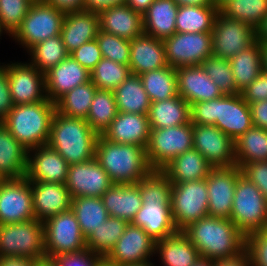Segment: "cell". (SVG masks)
I'll return each mask as SVG.
<instances>
[{"label": "cell", "mask_w": 267, "mask_h": 266, "mask_svg": "<svg viewBox=\"0 0 267 266\" xmlns=\"http://www.w3.org/2000/svg\"><path fill=\"white\" fill-rule=\"evenodd\" d=\"M109 216L121 218L131 223L142 207L138 184H113L101 196Z\"/></svg>", "instance_id": "29"}, {"label": "cell", "mask_w": 267, "mask_h": 266, "mask_svg": "<svg viewBox=\"0 0 267 266\" xmlns=\"http://www.w3.org/2000/svg\"><path fill=\"white\" fill-rule=\"evenodd\" d=\"M35 219L48 218L71 209V196L65 184L30 181Z\"/></svg>", "instance_id": "23"}, {"label": "cell", "mask_w": 267, "mask_h": 266, "mask_svg": "<svg viewBox=\"0 0 267 266\" xmlns=\"http://www.w3.org/2000/svg\"><path fill=\"white\" fill-rule=\"evenodd\" d=\"M257 40L262 43H267V15L262 24L256 29Z\"/></svg>", "instance_id": "63"}, {"label": "cell", "mask_w": 267, "mask_h": 266, "mask_svg": "<svg viewBox=\"0 0 267 266\" xmlns=\"http://www.w3.org/2000/svg\"><path fill=\"white\" fill-rule=\"evenodd\" d=\"M69 55L89 72H91L97 63L103 58L96 39L82 44Z\"/></svg>", "instance_id": "52"}, {"label": "cell", "mask_w": 267, "mask_h": 266, "mask_svg": "<svg viewBox=\"0 0 267 266\" xmlns=\"http://www.w3.org/2000/svg\"><path fill=\"white\" fill-rule=\"evenodd\" d=\"M219 11L228 18L242 21L257 29L267 15V0H228Z\"/></svg>", "instance_id": "44"}, {"label": "cell", "mask_w": 267, "mask_h": 266, "mask_svg": "<svg viewBox=\"0 0 267 266\" xmlns=\"http://www.w3.org/2000/svg\"><path fill=\"white\" fill-rule=\"evenodd\" d=\"M56 105L48 98L31 104L14 105L3 125L28 151L48 144Z\"/></svg>", "instance_id": "6"}, {"label": "cell", "mask_w": 267, "mask_h": 266, "mask_svg": "<svg viewBox=\"0 0 267 266\" xmlns=\"http://www.w3.org/2000/svg\"><path fill=\"white\" fill-rule=\"evenodd\" d=\"M156 241L141 227L128 223L123 235L106 257L118 266L143 263L155 253Z\"/></svg>", "instance_id": "20"}, {"label": "cell", "mask_w": 267, "mask_h": 266, "mask_svg": "<svg viewBox=\"0 0 267 266\" xmlns=\"http://www.w3.org/2000/svg\"><path fill=\"white\" fill-rule=\"evenodd\" d=\"M128 222L109 216L86 238V249L106 258L123 235Z\"/></svg>", "instance_id": "41"}, {"label": "cell", "mask_w": 267, "mask_h": 266, "mask_svg": "<svg viewBox=\"0 0 267 266\" xmlns=\"http://www.w3.org/2000/svg\"><path fill=\"white\" fill-rule=\"evenodd\" d=\"M98 31V12L81 10L65 14L60 34L70 54L82 44L95 40Z\"/></svg>", "instance_id": "28"}, {"label": "cell", "mask_w": 267, "mask_h": 266, "mask_svg": "<svg viewBox=\"0 0 267 266\" xmlns=\"http://www.w3.org/2000/svg\"><path fill=\"white\" fill-rule=\"evenodd\" d=\"M124 266H154V265H153V263H151V261H146L143 263H135V264L124 265Z\"/></svg>", "instance_id": "68"}, {"label": "cell", "mask_w": 267, "mask_h": 266, "mask_svg": "<svg viewBox=\"0 0 267 266\" xmlns=\"http://www.w3.org/2000/svg\"><path fill=\"white\" fill-rule=\"evenodd\" d=\"M46 259L86 249L75 213L70 209L43 222Z\"/></svg>", "instance_id": "12"}, {"label": "cell", "mask_w": 267, "mask_h": 266, "mask_svg": "<svg viewBox=\"0 0 267 266\" xmlns=\"http://www.w3.org/2000/svg\"><path fill=\"white\" fill-rule=\"evenodd\" d=\"M178 6H216L213 0H173Z\"/></svg>", "instance_id": "62"}, {"label": "cell", "mask_w": 267, "mask_h": 266, "mask_svg": "<svg viewBox=\"0 0 267 266\" xmlns=\"http://www.w3.org/2000/svg\"><path fill=\"white\" fill-rule=\"evenodd\" d=\"M182 232L197 248L201 258L231 257L245 248V235L227 218L205 216Z\"/></svg>", "instance_id": "2"}, {"label": "cell", "mask_w": 267, "mask_h": 266, "mask_svg": "<svg viewBox=\"0 0 267 266\" xmlns=\"http://www.w3.org/2000/svg\"><path fill=\"white\" fill-rule=\"evenodd\" d=\"M14 105L31 104L47 99L45 73L30 63L5 65Z\"/></svg>", "instance_id": "17"}, {"label": "cell", "mask_w": 267, "mask_h": 266, "mask_svg": "<svg viewBox=\"0 0 267 266\" xmlns=\"http://www.w3.org/2000/svg\"><path fill=\"white\" fill-rule=\"evenodd\" d=\"M35 266H55V265L51 262V260L45 259L42 261H38Z\"/></svg>", "instance_id": "67"}, {"label": "cell", "mask_w": 267, "mask_h": 266, "mask_svg": "<svg viewBox=\"0 0 267 266\" xmlns=\"http://www.w3.org/2000/svg\"><path fill=\"white\" fill-rule=\"evenodd\" d=\"M35 219L30 181L26 178L0 180V225Z\"/></svg>", "instance_id": "15"}, {"label": "cell", "mask_w": 267, "mask_h": 266, "mask_svg": "<svg viewBox=\"0 0 267 266\" xmlns=\"http://www.w3.org/2000/svg\"><path fill=\"white\" fill-rule=\"evenodd\" d=\"M214 266H251L248 251L244 248L234 256L214 260Z\"/></svg>", "instance_id": "58"}, {"label": "cell", "mask_w": 267, "mask_h": 266, "mask_svg": "<svg viewBox=\"0 0 267 266\" xmlns=\"http://www.w3.org/2000/svg\"><path fill=\"white\" fill-rule=\"evenodd\" d=\"M211 33L176 32L164 39L167 64L173 68L201 65L212 55Z\"/></svg>", "instance_id": "14"}, {"label": "cell", "mask_w": 267, "mask_h": 266, "mask_svg": "<svg viewBox=\"0 0 267 266\" xmlns=\"http://www.w3.org/2000/svg\"><path fill=\"white\" fill-rule=\"evenodd\" d=\"M193 148V124L150 129L146 158L152 170H161L179 154Z\"/></svg>", "instance_id": "9"}, {"label": "cell", "mask_w": 267, "mask_h": 266, "mask_svg": "<svg viewBox=\"0 0 267 266\" xmlns=\"http://www.w3.org/2000/svg\"><path fill=\"white\" fill-rule=\"evenodd\" d=\"M238 166L212 168L205 178L208 188V216L230 219L238 177Z\"/></svg>", "instance_id": "18"}, {"label": "cell", "mask_w": 267, "mask_h": 266, "mask_svg": "<svg viewBox=\"0 0 267 266\" xmlns=\"http://www.w3.org/2000/svg\"><path fill=\"white\" fill-rule=\"evenodd\" d=\"M218 12L217 6H179L175 19L176 32H212Z\"/></svg>", "instance_id": "37"}, {"label": "cell", "mask_w": 267, "mask_h": 266, "mask_svg": "<svg viewBox=\"0 0 267 266\" xmlns=\"http://www.w3.org/2000/svg\"><path fill=\"white\" fill-rule=\"evenodd\" d=\"M102 136L112 142L146 149L150 136L148 115L118 112Z\"/></svg>", "instance_id": "27"}, {"label": "cell", "mask_w": 267, "mask_h": 266, "mask_svg": "<svg viewBox=\"0 0 267 266\" xmlns=\"http://www.w3.org/2000/svg\"><path fill=\"white\" fill-rule=\"evenodd\" d=\"M249 106L253 126L267 130V100L250 103Z\"/></svg>", "instance_id": "56"}, {"label": "cell", "mask_w": 267, "mask_h": 266, "mask_svg": "<svg viewBox=\"0 0 267 266\" xmlns=\"http://www.w3.org/2000/svg\"><path fill=\"white\" fill-rule=\"evenodd\" d=\"M235 145L236 166L246 163L267 161V130L252 126L237 140Z\"/></svg>", "instance_id": "38"}, {"label": "cell", "mask_w": 267, "mask_h": 266, "mask_svg": "<svg viewBox=\"0 0 267 266\" xmlns=\"http://www.w3.org/2000/svg\"><path fill=\"white\" fill-rule=\"evenodd\" d=\"M155 253L160 254L164 266H193L200 259L197 248L182 231L156 241Z\"/></svg>", "instance_id": "34"}, {"label": "cell", "mask_w": 267, "mask_h": 266, "mask_svg": "<svg viewBox=\"0 0 267 266\" xmlns=\"http://www.w3.org/2000/svg\"><path fill=\"white\" fill-rule=\"evenodd\" d=\"M38 260L22 256L0 257V266H35Z\"/></svg>", "instance_id": "60"}, {"label": "cell", "mask_w": 267, "mask_h": 266, "mask_svg": "<svg viewBox=\"0 0 267 266\" xmlns=\"http://www.w3.org/2000/svg\"><path fill=\"white\" fill-rule=\"evenodd\" d=\"M94 158L113 184H136L151 171L144 147L109 141L99 135Z\"/></svg>", "instance_id": "4"}, {"label": "cell", "mask_w": 267, "mask_h": 266, "mask_svg": "<svg viewBox=\"0 0 267 266\" xmlns=\"http://www.w3.org/2000/svg\"><path fill=\"white\" fill-rule=\"evenodd\" d=\"M98 266H118V265L109 261L107 258H103Z\"/></svg>", "instance_id": "66"}, {"label": "cell", "mask_w": 267, "mask_h": 266, "mask_svg": "<svg viewBox=\"0 0 267 266\" xmlns=\"http://www.w3.org/2000/svg\"><path fill=\"white\" fill-rule=\"evenodd\" d=\"M263 70L267 72V43H262Z\"/></svg>", "instance_id": "65"}, {"label": "cell", "mask_w": 267, "mask_h": 266, "mask_svg": "<svg viewBox=\"0 0 267 266\" xmlns=\"http://www.w3.org/2000/svg\"><path fill=\"white\" fill-rule=\"evenodd\" d=\"M28 152L26 178L29 181L65 184L69 169L66 160L48 144Z\"/></svg>", "instance_id": "21"}, {"label": "cell", "mask_w": 267, "mask_h": 266, "mask_svg": "<svg viewBox=\"0 0 267 266\" xmlns=\"http://www.w3.org/2000/svg\"><path fill=\"white\" fill-rule=\"evenodd\" d=\"M243 99L248 103L267 100V72L261 74L241 91Z\"/></svg>", "instance_id": "54"}, {"label": "cell", "mask_w": 267, "mask_h": 266, "mask_svg": "<svg viewBox=\"0 0 267 266\" xmlns=\"http://www.w3.org/2000/svg\"><path fill=\"white\" fill-rule=\"evenodd\" d=\"M98 137L86 120L56 111L51 122L48 145L72 165L94 158Z\"/></svg>", "instance_id": "5"}, {"label": "cell", "mask_w": 267, "mask_h": 266, "mask_svg": "<svg viewBox=\"0 0 267 266\" xmlns=\"http://www.w3.org/2000/svg\"><path fill=\"white\" fill-rule=\"evenodd\" d=\"M103 58L119 64L128 65L130 59V40L99 30L95 38Z\"/></svg>", "instance_id": "48"}, {"label": "cell", "mask_w": 267, "mask_h": 266, "mask_svg": "<svg viewBox=\"0 0 267 266\" xmlns=\"http://www.w3.org/2000/svg\"><path fill=\"white\" fill-rule=\"evenodd\" d=\"M193 148L213 168L236 166L234 141L215 125L193 124Z\"/></svg>", "instance_id": "16"}, {"label": "cell", "mask_w": 267, "mask_h": 266, "mask_svg": "<svg viewBox=\"0 0 267 266\" xmlns=\"http://www.w3.org/2000/svg\"><path fill=\"white\" fill-rule=\"evenodd\" d=\"M229 62L237 88L242 91L263 71L262 44L256 40L245 50L233 56Z\"/></svg>", "instance_id": "35"}, {"label": "cell", "mask_w": 267, "mask_h": 266, "mask_svg": "<svg viewBox=\"0 0 267 266\" xmlns=\"http://www.w3.org/2000/svg\"><path fill=\"white\" fill-rule=\"evenodd\" d=\"M230 220L245 236L267 229V200L242 174L236 183Z\"/></svg>", "instance_id": "7"}, {"label": "cell", "mask_w": 267, "mask_h": 266, "mask_svg": "<svg viewBox=\"0 0 267 266\" xmlns=\"http://www.w3.org/2000/svg\"><path fill=\"white\" fill-rule=\"evenodd\" d=\"M168 66L163 40L145 33L130 40L131 74L139 76L145 72Z\"/></svg>", "instance_id": "25"}, {"label": "cell", "mask_w": 267, "mask_h": 266, "mask_svg": "<svg viewBox=\"0 0 267 266\" xmlns=\"http://www.w3.org/2000/svg\"><path fill=\"white\" fill-rule=\"evenodd\" d=\"M118 113L113 91L97 90L86 121L98 135H103Z\"/></svg>", "instance_id": "43"}, {"label": "cell", "mask_w": 267, "mask_h": 266, "mask_svg": "<svg viewBox=\"0 0 267 266\" xmlns=\"http://www.w3.org/2000/svg\"><path fill=\"white\" fill-rule=\"evenodd\" d=\"M211 37L212 55L230 60L257 40V32L251 25L228 18L219 11Z\"/></svg>", "instance_id": "13"}, {"label": "cell", "mask_w": 267, "mask_h": 266, "mask_svg": "<svg viewBox=\"0 0 267 266\" xmlns=\"http://www.w3.org/2000/svg\"><path fill=\"white\" fill-rule=\"evenodd\" d=\"M113 93L118 112L148 114L151 101L138 75L130 74Z\"/></svg>", "instance_id": "36"}, {"label": "cell", "mask_w": 267, "mask_h": 266, "mask_svg": "<svg viewBox=\"0 0 267 266\" xmlns=\"http://www.w3.org/2000/svg\"><path fill=\"white\" fill-rule=\"evenodd\" d=\"M207 192L206 179L172 183L171 213L178 231L208 216L209 196Z\"/></svg>", "instance_id": "10"}, {"label": "cell", "mask_w": 267, "mask_h": 266, "mask_svg": "<svg viewBox=\"0 0 267 266\" xmlns=\"http://www.w3.org/2000/svg\"><path fill=\"white\" fill-rule=\"evenodd\" d=\"M112 185L109 175L95 158L69 165L65 186L71 198L101 197Z\"/></svg>", "instance_id": "19"}, {"label": "cell", "mask_w": 267, "mask_h": 266, "mask_svg": "<svg viewBox=\"0 0 267 266\" xmlns=\"http://www.w3.org/2000/svg\"><path fill=\"white\" fill-rule=\"evenodd\" d=\"M31 4L43 3L44 0H28Z\"/></svg>", "instance_id": "70"}, {"label": "cell", "mask_w": 267, "mask_h": 266, "mask_svg": "<svg viewBox=\"0 0 267 266\" xmlns=\"http://www.w3.org/2000/svg\"><path fill=\"white\" fill-rule=\"evenodd\" d=\"M213 167L195 149L179 154L160 171L171 183H183L205 179Z\"/></svg>", "instance_id": "31"}, {"label": "cell", "mask_w": 267, "mask_h": 266, "mask_svg": "<svg viewBox=\"0 0 267 266\" xmlns=\"http://www.w3.org/2000/svg\"><path fill=\"white\" fill-rule=\"evenodd\" d=\"M103 258L84 249L75 253L57 255L50 260L55 266H98Z\"/></svg>", "instance_id": "51"}, {"label": "cell", "mask_w": 267, "mask_h": 266, "mask_svg": "<svg viewBox=\"0 0 267 266\" xmlns=\"http://www.w3.org/2000/svg\"><path fill=\"white\" fill-rule=\"evenodd\" d=\"M137 184L143 203L131 224L141 227L155 241L176 234L171 213V181L160 170H152Z\"/></svg>", "instance_id": "1"}, {"label": "cell", "mask_w": 267, "mask_h": 266, "mask_svg": "<svg viewBox=\"0 0 267 266\" xmlns=\"http://www.w3.org/2000/svg\"><path fill=\"white\" fill-rule=\"evenodd\" d=\"M13 107L7 67L2 65L0 66V123L4 122L5 117Z\"/></svg>", "instance_id": "55"}, {"label": "cell", "mask_w": 267, "mask_h": 266, "mask_svg": "<svg viewBox=\"0 0 267 266\" xmlns=\"http://www.w3.org/2000/svg\"><path fill=\"white\" fill-rule=\"evenodd\" d=\"M28 151L0 123V180L26 177Z\"/></svg>", "instance_id": "30"}, {"label": "cell", "mask_w": 267, "mask_h": 266, "mask_svg": "<svg viewBox=\"0 0 267 266\" xmlns=\"http://www.w3.org/2000/svg\"><path fill=\"white\" fill-rule=\"evenodd\" d=\"M193 266H214V260L201 258Z\"/></svg>", "instance_id": "64"}, {"label": "cell", "mask_w": 267, "mask_h": 266, "mask_svg": "<svg viewBox=\"0 0 267 266\" xmlns=\"http://www.w3.org/2000/svg\"><path fill=\"white\" fill-rule=\"evenodd\" d=\"M226 1L228 0H213L214 5H216L218 8H220Z\"/></svg>", "instance_id": "69"}, {"label": "cell", "mask_w": 267, "mask_h": 266, "mask_svg": "<svg viewBox=\"0 0 267 266\" xmlns=\"http://www.w3.org/2000/svg\"><path fill=\"white\" fill-rule=\"evenodd\" d=\"M139 77L151 102L166 100L178 95L176 68L162 67L145 72Z\"/></svg>", "instance_id": "42"}, {"label": "cell", "mask_w": 267, "mask_h": 266, "mask_svg": "<svg viewBox=\"0 0 267 266\" xmlns=\"http://www.w3.org/2000/svg\"><path fill=\"white\" fill-rule=\"evenodd\" d=\"M71 210L75 213L85 239L109 217L101 197L72 198Z\"/></svg>", "instance_id": "39"}, {"label": "cell", "mask_w": 267, "mask_h": 266, "mask_svg": "<svg viewBox=\"0 0 267 266\" xmlns=\"http://www.w3.org/2000/svg\"><path fill=\"white\" fill-rule=\"evenodd\" d=\"M97 90L91 80L76 86L55 102L56 111L68 117L86 120Z\"/></svg>", "instance_id": "40"}, {"label": "cell", "mask_w": 267, "mask_h": 266, "mask_svg": "<svg viewBox=\"0 0 267 266\" xmlns=\"http://www.w3.org/2000/svg\"><path fill=\"white\" fill-rule=\"evenodd\" d=\"M31 5L28 0H0V22L9 36L21 25Z\"/></svg>", "instance_id": "49"}, {"label": "cell", "mask_w": 267, "mask_h": 266, "mask_svg": "<svg viewBox=\"0 0 267 266\" xmlns=\"http://www.w3.org/2000/svg\"><path fill=\"white\" fill-rule=\"evenodd\" d=\"M44 2L65 14L85 10V0H44Z\"/></svg>", "instance_id": "57"}, {"label": "cell", "mask_w": 267, "mask_h": 266, "mask_svg": "<svg viewBox=\"0 0 267 266\" xmlns=\"http://www.w3.org/2000/svg\"><path fill=\"white\" fill-rule=\"evenodd\" d=\"M154 0H126V4L143 14Z\"/></svg>", "instance_id": "61"}, {"label": "cell", "mask_w": 267, "mask_h": 266, "mask_svg": "<svg viewBox=\"0 0 267 266\" xmlns=\"http://www.w3.org/2000/svg\"><path fill=\"white\" fill-rule=\"evenodd\" d=\"M22 256L42 261L46 259L44 224L32 219L0 225V257Z\"/></svg>", "instance_id": "8"}, {"label": "cell", "mask_w": 267, "mask_h": 266, "mask_svg": "<svg viewBox=\"0 0 267 266\" xmlns=\"http://www.w3.org/2000/svg\"><path fill=\"white\" fill-rule=\"evenodd\" d=\"M190 122L215 125L233 141L253 126L250 106L241 94L191 104Z\"/></svg>", "instance_id": "3"}, {"label": "cell", "mask_w": 267, "mask_h": 266, "mask_svg": "<svg viewBox=\"0 0 267 266\" xmlns=\"http://www.w3.org/2000/svg\"><path fill=\"white\" fill-rule=\"evenodd\" d=\"M205 73L212 78L214 83L224 95L241 94L234 80L231 65L228 59L210 55L201 63Z\"/></svg>", "instance_id": "47"}, {"label": "cell", "mask_w": 267, "mask_h": 266, "mask_svg": "<svg viewBox=\"0 0 267 266\" xmlns=\"http://www.w3.org/2000/svg\"><path fill=\"white\" fill-rule=\"evenodd\" d=\"M30 64L45 73L69 56L63 43L61 34L48 38L30 48Z\"/></svg>", "instance_id": "45"}, {"label": "cell", "mask_w": 267, "mask_h": 266, "mask_svg": "<svg viewBox=\"0 0 267 266\" xmlns=\"http://www.w3.org/2000/svg\"><path fill=\"white\" fill-rule=\"evenodd\" d=\"M99 30L132 40L144 33L142 14L126 3L117 4L98 12Z\"/></svg>", "instance_id": "26"}, {"label": "cell", "mask_w": 267, "mask_h": 266, "mask_svg": "<svg viewBox=\"0 0 267 266\" xmlns=\"http://www.w3.org/2000/svg\"><path fill=\"white\" fill-rule=\"evenodd\" d=\"M245 248L251 266H267V229L246 235Z\"/></svg>", "instance_id": "50"}, {"label": "cell", "mask_w": 267, "mask_h": 266, "mask_svg": "<svg viewBox=\"0 0 267 266\" xmlns=\"http://www.w3.org/2000/svg\"><path fill=\"white\" fill-rule=\"evenodd\" d=\"M176 75L177 93L190 105L224 96L201 65L178 67Z\"/></svg>", "instance_id": "22"}, {"label": "cell", "mask_w": 267, "mask_h": 266, "mask_svg": "<svg viewBox=\"0 0 267 266\" xmlns=\"http://www.w3.org/2000/svg\"><path fill=\"white\" fill-rule=\"evenodd\" d=\"M130 74L128 65L119 64L106 58H102L90 72L91 81L96 88L107 91H114Z\"/></svg>", "instance_id": "46"}, {"label": "cell", "mask_w": 267, "mask_h": 266, "mask_svg": "<svg viewBox=\"0 0 267 266\" xmlns=\"http://www.w3.org/2000/svg\"><path fill=\"white\" fill-rule=\"evenodd\" d=\"M65 13L45 2L32 4L21 25L11 36L27 50L60 35Z\"/></svg>", "instance_id": "11"}, {"label": "cell", "mask_w": 267, "mask_h": 266, "mask_svg": "<svg viewBox=\"0 0 267 266\" xmlns=\"http://www.w3.org/2000/svg\"><path fill=\"white\" fill-rule=\"evenodd\" d=\"M241 172L254 183L267 200V161L246 163L241 167Z\"/></svg>", "instance_id": "53"}, {"label": "cell", "mask_w": 267, "mask_h": 266, "mask_svg": "<svg viewBox=\"0 0 267 266\" xmlns=\"http://www.w3.org/2000/svg\"><path fill=\"white\" fill-rule=\"evenodd\" d=\"M90 80V72L69 55L45 72L46 96L55 103L66 92Z\"/></svg>", "instance_id": "24"}, {"label": "cell", "mask_w": 267, "mask_h": 266, "mask_svg": "<svg viewBox=\"0 0 267 266\" xmlns=\"http://www.w3.org/2000/svg\"><path fill=\"white\" fill-rule=\"evenodd\" d=\"M3 28H2V26H1V22H0V36H1V33L3 32Z\"/></svg>", "instance_id": "71"}, {"label": "cell", "mask_w": 267, "mask_h": 266, "mask_svg": "<svg viewBox=\"0 0 267 266\" xmlns=\"http://www.w3.org/2000/svg\"><path fill=\"white\" fill-rule=\"evenodd\" d=\"M147 115L150 129L177 127L190 122V104L177 95L151 102Z\"/></svg>", "instance_id": "33"}, {"label": "cell", "mask_w": 267, "mask_h": 266, "mask_svg": "<svg viewBox=\"0 0 267 266\" xmlns=\"http://www.w3.org/2000/svg\"><path fill=\"white\" fill-rule=\"evenodd\" d=\"M126 0H85V10L100 12L117 4H123Z\"/></svg>", "instance_id": "59"}, {"label": "cell", "mask_w": 267, "mask_h": 266, "mask_svg": "<svg viewBox=\"0 0 267 266\" xmlns=\"http://www.w3.org/2000/svg\"><path fill=\"white\" fill-rule=\"evenodd\" d=\"M178 7L173 0H154L142 14L144 33L160 40L175 34Z\"/></svg>", "instance_id": "32"}]
</instances>
